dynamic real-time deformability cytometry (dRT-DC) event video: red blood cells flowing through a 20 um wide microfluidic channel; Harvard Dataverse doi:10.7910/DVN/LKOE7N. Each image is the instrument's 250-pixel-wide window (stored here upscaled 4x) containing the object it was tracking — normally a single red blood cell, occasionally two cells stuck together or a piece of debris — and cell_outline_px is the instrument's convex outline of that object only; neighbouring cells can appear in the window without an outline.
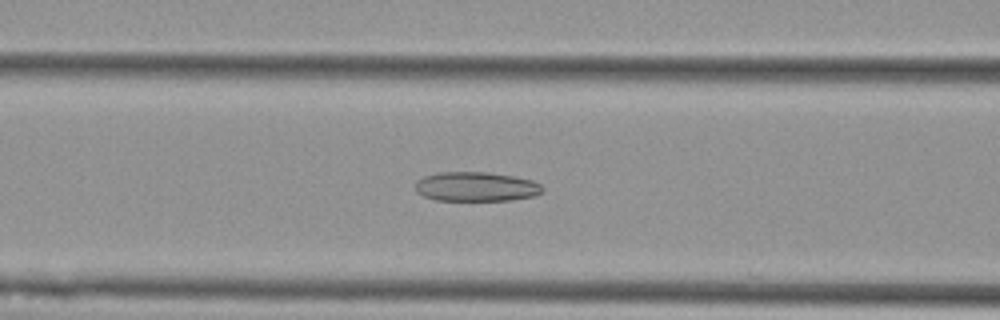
{"species": "Egyptian fruit bat (a non-hibernating species)", "species_latin": "Rousettus aegyptiacus", "temperature_condition": "cold", "stored_images_in_passage": 42, "camera_frame_rate_fps": 3000, "um_per_image_px": 0.085, "animal": {"sex": "female"}, "frame": {"image": 1, "passage_image": 9, "time_ms": 2.667, "image_size_px": [1000, 320], "cell_outline_px": [[544, 192], [536, 196], [512, 200], [436, 200], [424, 196], [416, 192], [416, 180], [424, 176], [436, 172], [488, 172], [512, 176], [532, 180], [540, 184], [544, 188]], "centroid_in_image_um": [40.49, 15.86], "position_along_channel_um": 126.1, "area_um2": 21.96}}
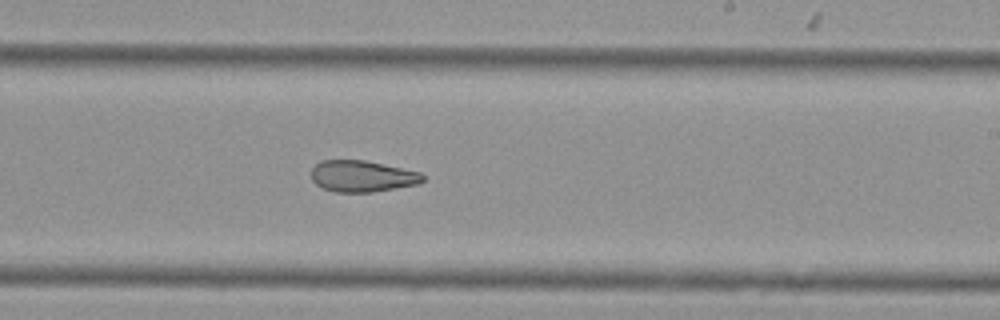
{"frame": {"image": 2, "passage_image": 20, "time_ms": 6.333, "image_size_px": [1000, 320], "cell_outline_px": [[424, 180], [420, 184], [372, 192], [336, 192], [324, 188], [316, 184], [312, 180], [312, 168], [320, 160], [364, 160], [384, 164], [420, 172], [424, 176]], "centroid_in_image_um": [30.8, 14.97], "position_along_channel_um": 258.2, "area_um2": 20.4}}
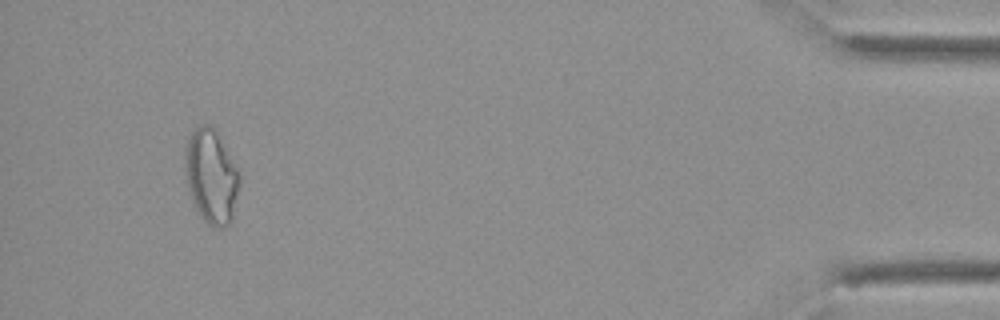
{"frame": {"image": 3, "passage_image": 39, "time_ms": 12.667, "image_size_px": [1000, 320], "cell_outline_px": [[240, 184], [232, 220], [224, 228], [212, 228], [200, 216], [192, 200], [184, 172], [184, 152], [188, 136], [200, 124], [212, 124], [216, 128], [240, 168]], "centroid_in_image_um": [17.98, 14.94], "position_along_channel_um": 417.2, "area_um2": 30.92}, "authors_computed_cell_mechanics": {"area_um2": 23.0622, "velocity_mm_per_s": 3.6182, "shape_relaxation_time_tau1_ms": null, "shape_relaxation_time_tau2_ms": 4.5746, "deformation_change_tau1": null, "deformation_change_tau2": 0.1301}}